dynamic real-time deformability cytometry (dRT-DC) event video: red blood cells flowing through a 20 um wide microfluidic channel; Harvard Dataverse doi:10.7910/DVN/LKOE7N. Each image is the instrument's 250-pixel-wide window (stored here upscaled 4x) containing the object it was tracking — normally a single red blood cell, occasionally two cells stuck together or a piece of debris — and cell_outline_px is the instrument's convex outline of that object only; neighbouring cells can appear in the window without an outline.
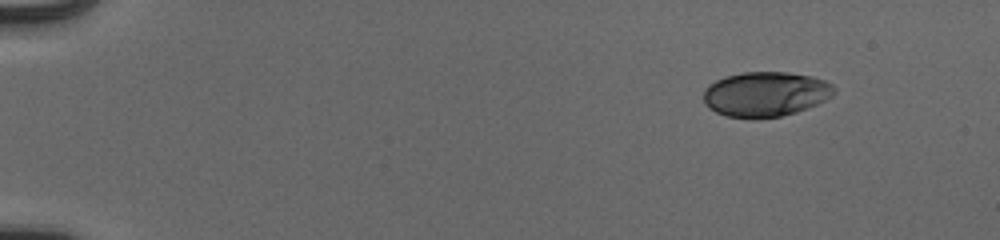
{"species": "human", "species_latin": "Homo sapiens", "temperature_condition": "cold", "stored_images_in_passage": 48, "camera_frame_rate_fps": 3000, "um_per_image_px": 0.085, "donor": {"sex": "male"}, "frame": {"image": 1, "passage_image": 1, "time_ms": 0.0, "image_size_px": [1000, 240], "cell_outline_px": [[836, 92], [832, 96], [816, 104], [796, 112], [780, 116], [756, 120], [752, 120], [728, 116], [716, 112], [708, 108], [704, 104], [704, 88], [708, 84], [724, 76], [744, 72], [788, 72], [812, 76], [824, 80], [832, 84], [836, 88]], "centroid_in_image_um": [65.05, 8.01], "position_along_channel_um": 20.0, "area_um2": 34.62}}
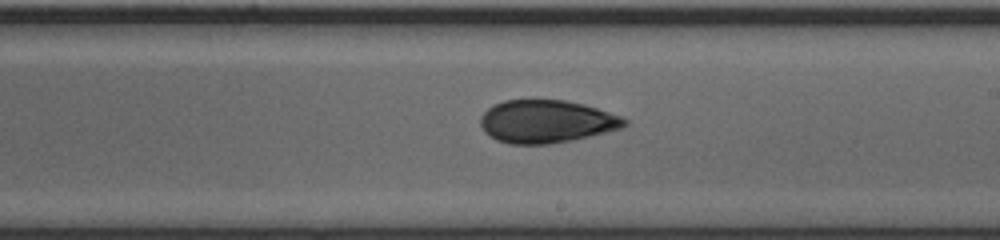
{"frame": {"image": 2, "passage_image": 28, "time_ms": 9.0, "image_size_px": [1000, 240], "cell_outline_px": [[628, 124], [624, 128], [572, 140], [548, 144], [508, 144], [496, 140], [488, 136], [484, 132], [480, 124], [480, 116], [492, 104], [504, 100], [564, 100], [584, 104], [620, 116], [628, 120]], "centroid_in_image_um": [46.42, 10.33], "position_along_channel_um": 242.6, "area_um2": 36.18}}
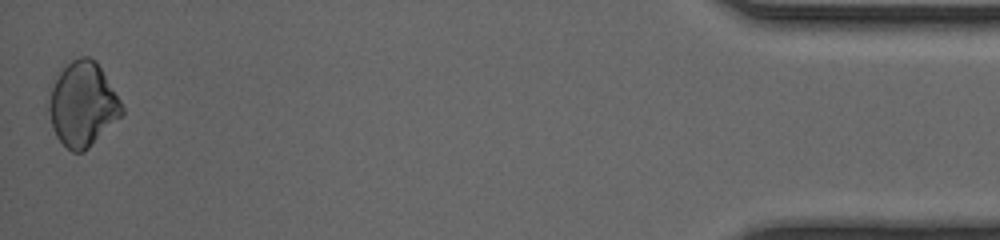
{"frame": {"image": 3, "passage_image": 48, "time_ms": 15.667, "image_size_px": [1000, 240], "cell_outline_px": [[124, 112], [84, 152], [72, 152], [56, 136], [52, 128], [44, 104], [48, 84], [64, 60], [80, 56], [88, 56], [96, 60], [120, 100], [124, 108]], "centroid_in_image_um": [6.9, 8.77], "position_along_channel_um": 428.3, "area_um2": 37.28}, "authors_computed_cell_mechanics": {"area_um2": 35.2291, "velocity_mm_per_s": 3.9547, "shape_relaxation_time_tau1_ms": 3.7664, "shape_relaxation_time_tau2_ms": 2.3397, "deformation_change_tau1": 0.0972, "deformation_change_tau2": 0.0477}}